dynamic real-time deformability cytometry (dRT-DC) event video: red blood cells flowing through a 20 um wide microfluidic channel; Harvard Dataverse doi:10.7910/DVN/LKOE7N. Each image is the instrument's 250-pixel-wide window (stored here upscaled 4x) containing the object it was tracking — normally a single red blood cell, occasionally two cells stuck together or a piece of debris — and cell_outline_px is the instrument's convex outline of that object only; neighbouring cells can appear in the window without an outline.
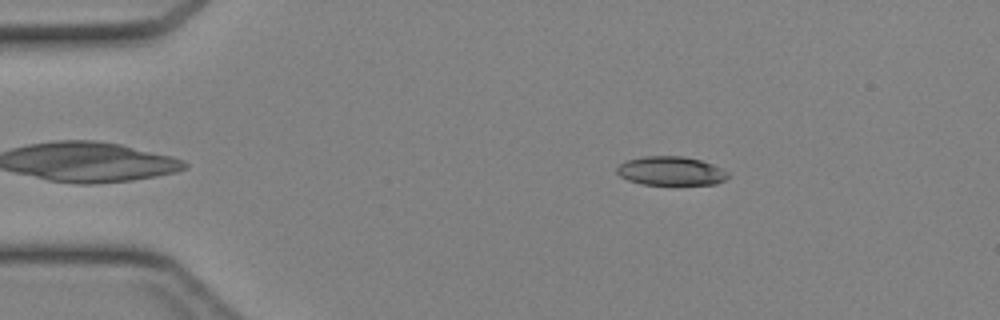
{"species": "Egyptian fruit bat (a non-hibernating species)", "species_latin": "Rousettus aegyptiacus", "temperature_condition": "cold", "stored_images_in_passage": 41, "camera_frame_rate_fps": 3000, "um_per_image_px": 0.085, "animal": {"sex": "female"}, "frame": {"image": 1, "passage_image": 4, "time_ms": 1.0, "image_size_px": [1000, 320], "cell_outline_px": [[728, 176], [724, 180], [716, 184], [644, 184], [628, 180], [620, 176], [616, 172], [616, 168], [620, 164], [628, 160], [644, 156], [680, 156], [700, 160], [712, 164], [728, 172]], "centroid_in_image_um": [57.01, 14.53], "position_along_channel_um": 28.0, "area_um2": 18.44}}
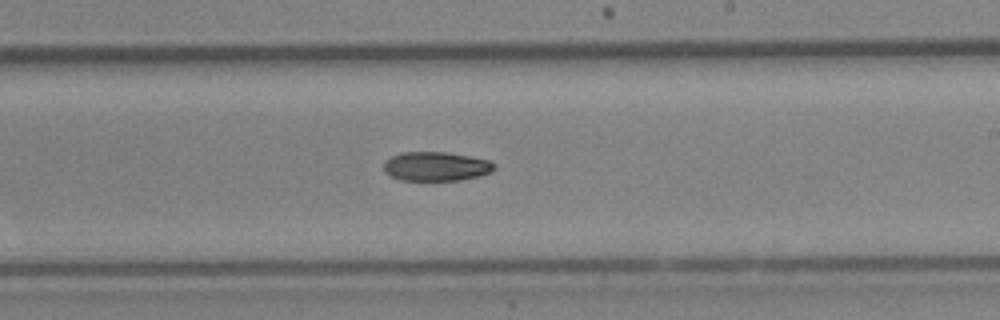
{"frame": {"image": 2, "passage_image": 23, "time_ms": 7.333, "image_size_px": [1000, 320], "cell_outline_px": [[496, 168], [492, 172], [460, 180], [400, 180], [384, 172], [384, 164], [392, 156], [400, 152], [444, 152], [468, 156], [488, 160], [496, 164]], "centroid_in_image_um": [37.07, 14.14], "position_along_channel_um": 251.9, "area_um2": 18.61}}
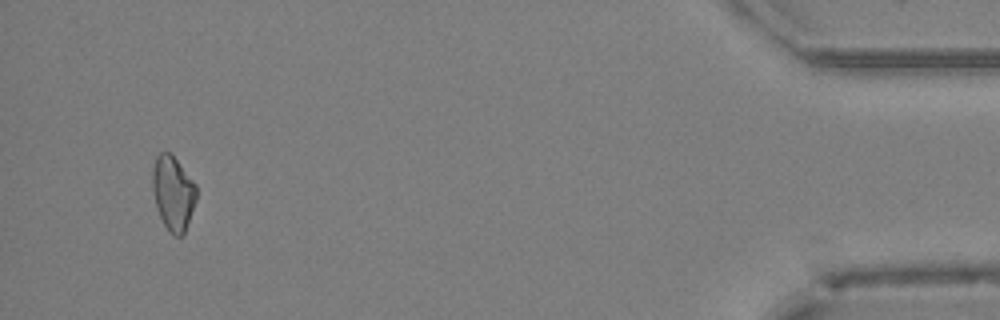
{"frame": {"image": 3, "passage_image": 39, "time_ms": 12.667, "image_size_px": [1000, 320], "cell_outline_px": [[196, 200], [184, 232], [180, 236], [172, 236], [164, 224], [156, 208], [152, 188], [152, 168], [156, 156], [160, 152], [168, 152], [176, 160], [196, 184]], "centroid_in_image_um": [14.69, 16.41], "position_along_channel_um": 420.5, "area_um2": 18.84}}